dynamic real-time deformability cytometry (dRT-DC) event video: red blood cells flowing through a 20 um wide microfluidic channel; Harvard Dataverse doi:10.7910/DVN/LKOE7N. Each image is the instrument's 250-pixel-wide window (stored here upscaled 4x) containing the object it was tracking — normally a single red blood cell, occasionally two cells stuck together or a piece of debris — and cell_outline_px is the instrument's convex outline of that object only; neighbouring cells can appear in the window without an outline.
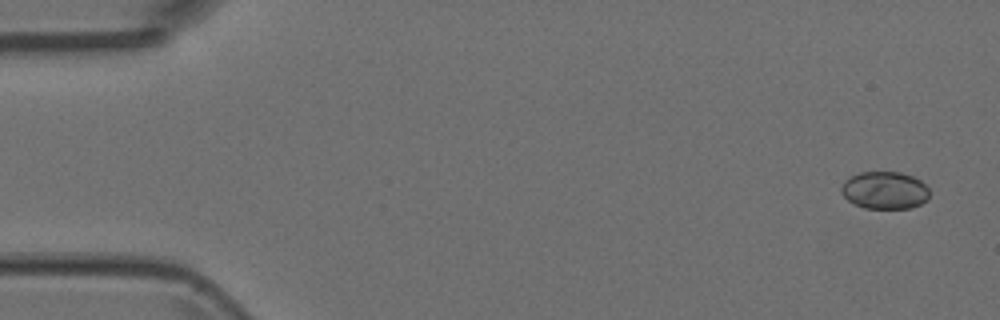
{"species": "Egyptian fruit bat (a non-hibernating species)", "species_latin": "Rousettus aegyptiacus", "temperature_condition": "room temperature", "stored_images_in_passage": 5, "camera_frame_rate_fps": 3000, "um_per_image_px": 0.085, "animal": {"sex": "female"}, "frame": {"image": 1, "passage_image": 1, "time_ms": 0.0, "image_size_px": [1000, 320], "cell_outline_px": [[928, 200], [912, 208], [864, 208], [848, 200], [840, 192], [840, 188], [844, 180], [860, 172], [900, 172], [912, 176], [920, 180], [928, 188]], "centroid_in_image_um": [75.19, 16.17], "position_along_channel_um": 9.8, "area_um2": 19.25}}
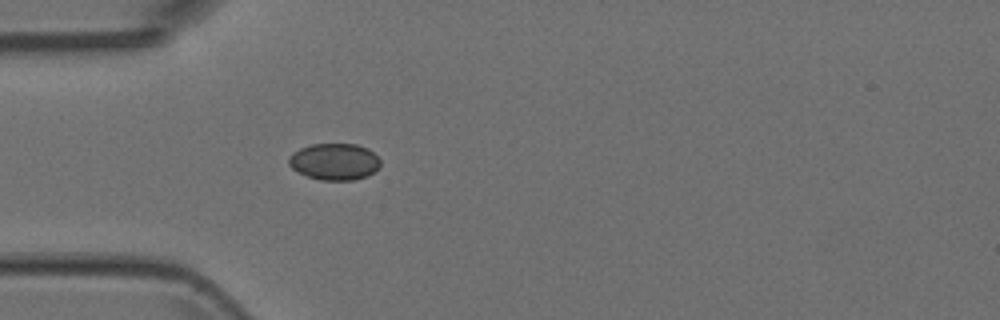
{"frame": {"image": 2, "passage_image": 5, "time_ms": 1.333, "image_size_px": [1000, 320], "cell_outline_px": [[380, 164], [368, 176], [352, 180], [320, 180], [308, 176], [292, 168], [288, 164], [288, 156], [292, 152], [300, 148], [312, 144], [356, 144], [368, 148], [380, 160]], "centroid_in_image_um": [28.4, 13.73], "position_along_channel_um": 56.6, "area_um2": 19.48}}